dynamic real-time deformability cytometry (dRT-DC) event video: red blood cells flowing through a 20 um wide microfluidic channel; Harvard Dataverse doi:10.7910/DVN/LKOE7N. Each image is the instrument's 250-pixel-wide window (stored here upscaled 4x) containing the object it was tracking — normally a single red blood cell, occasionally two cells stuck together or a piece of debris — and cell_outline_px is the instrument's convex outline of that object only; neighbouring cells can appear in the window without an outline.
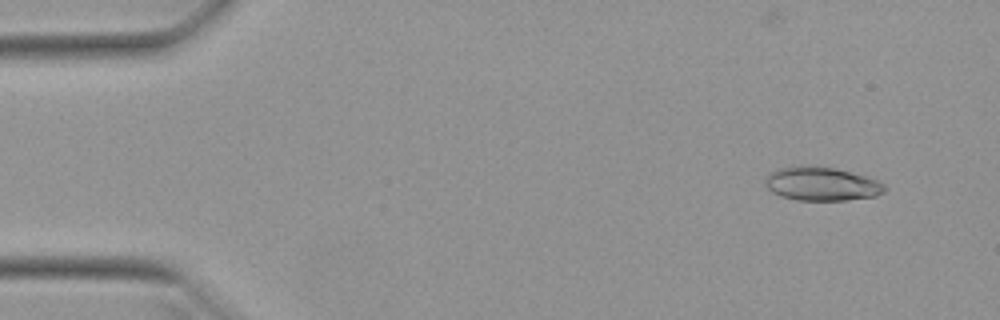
{"species": "Egyptian fruit bat (a non-hibernating species)", "species_latin": "Rousettus aegyptiacus", "temperature_condition": "warm", "stored_images_in_passage": 49, "camera_frame_rate_fps": 3000, "um_per_image_px": 0.085, "animal": {"sex": "female"}, "frame": {"image": 1, "passage_image": 2, "time_ms": 0.333, "image_size_px": [1000, 320], "cell_outline_px": [[888, 188], [884, 192], [876, 196], [848, 200], [796, 200], [780, 196], [772, 192], [764, 184], [764, 180], [768, 172], [776, 168], [800, 164], [836, 168], [864, 176], [876, 180], [884, 184]], "centroid_in_image_um": [69.78, 15.61], "position_along_channel_um": 15.2, "area_um2": 23.87}}
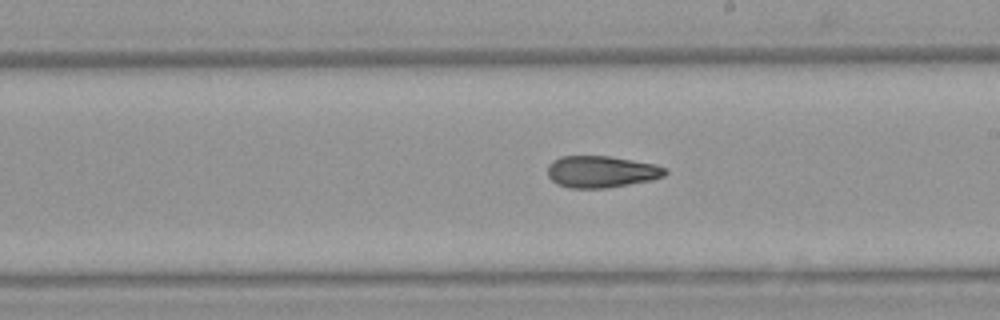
{"frame": {"image": 2, "passage_image": 27, "time_ms": 8.667, "image_size_px": [1000, 320], "cell_outline_px": [[668, 172], [664, 176], [652, 180], [608, 188], [572, 188], [556, 184], [548, 176], [548, 164], [552, 160], [560, 156], [612, 156], [656, 164], [664, 168]], "centroid_in_image_um": [51.11, 14.59], "position_along_channel_um": 237.9, "area_um2": 21.96}}
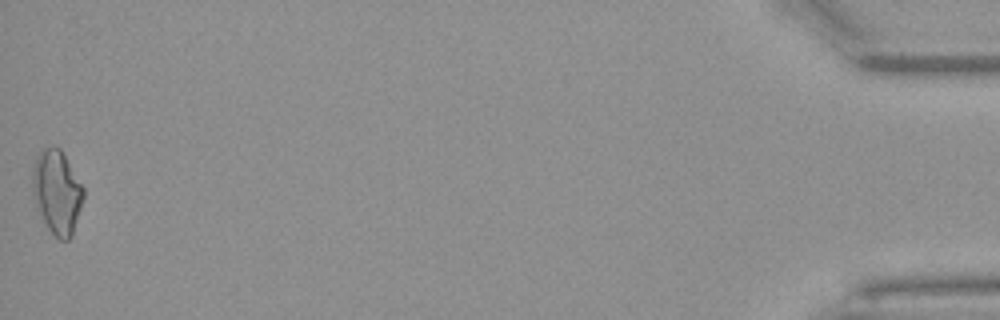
{"frame": {"image": 3, "passage_image": 49, "time_ms": 16.0, "image_size_px": [1000, 320], "cell_outline_px": [[84, 200], [72, 236], [68, 240], [60, 240], [48, 228], [36, 204], [32, 192], [32, 172], [36, 156], [44, 148], [52, 144], [60, 148], [84, 188]], "centroid_in_image_um": [4.85, 16.3], "position_along_channel_um": 430.3, "area_um2": 24.85}, "authors_computed_cell_mechanics": {"area_um2": 22.3686, "velocity_mm_per_s": 3.9713, "shape_relaxation_time_tau1_ms": null, "shape_relaxation_time_tau2_ms": 3.8344, "deformation_change_tau1": null, "deformation_change_tau2": 0.1186}}